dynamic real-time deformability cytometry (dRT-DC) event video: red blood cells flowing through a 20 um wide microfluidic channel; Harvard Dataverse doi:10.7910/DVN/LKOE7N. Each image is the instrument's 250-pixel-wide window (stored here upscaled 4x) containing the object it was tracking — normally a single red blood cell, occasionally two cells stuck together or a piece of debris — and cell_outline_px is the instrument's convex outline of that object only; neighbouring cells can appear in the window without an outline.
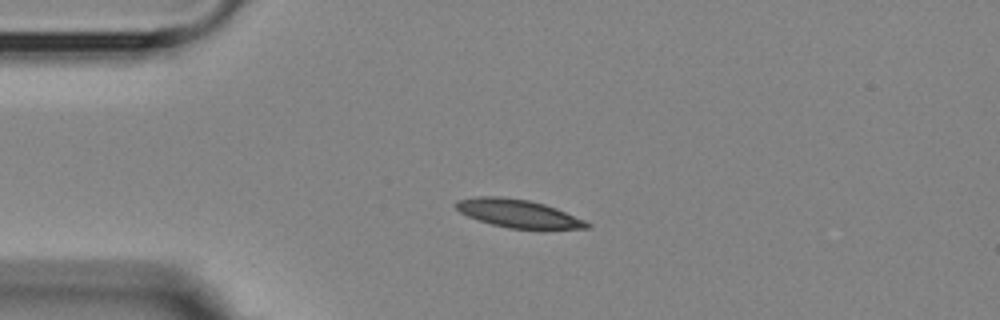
{"species": "Egyptian fruit bat (a non-hibernating species)", "species_latin": "Rousettus aegyptiacus", "temperature_condition": "room temperature", "stored_images_in_passage": 2, "camera_frame_rate_fps": 3000, "um_per_image_px": 0.085, "animal": {"sex": "female"}, "frame": {"image": 1, "passage_image": 1, "time_ms": 0.0, "image_size_px": [1000, 320], "cell_outline_px": [[592, 224], [588, 228], [508, 228], [492, 224], [468, 216], [460, 212], [452, 204], [456, 200], [476, 196], [500, 196], [528, 200], [544, 204], [556, 208], [584, 220]], "centroid_in_image_um": [43.98, 18.12], "position_along_channel_um": 41.0, "area_um2": 21.15}}